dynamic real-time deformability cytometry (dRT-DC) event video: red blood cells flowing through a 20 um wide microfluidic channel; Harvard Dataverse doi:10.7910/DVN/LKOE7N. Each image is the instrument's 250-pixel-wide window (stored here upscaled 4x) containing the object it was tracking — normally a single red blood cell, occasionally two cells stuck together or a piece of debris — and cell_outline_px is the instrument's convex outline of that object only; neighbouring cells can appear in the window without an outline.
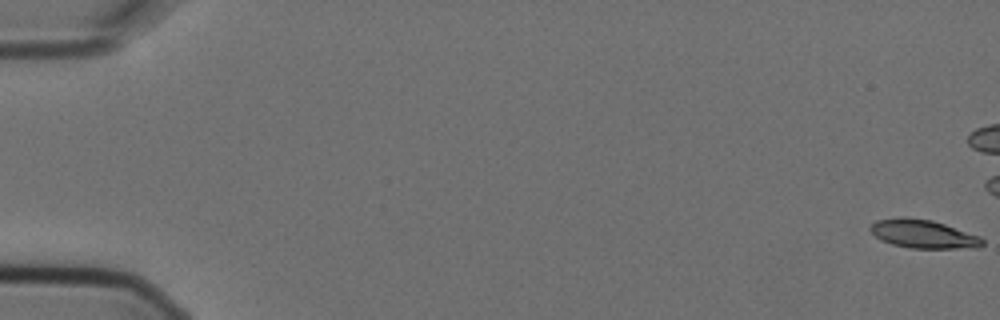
{"species": "Egyptian fruit bat (a non-hibernating species)", "species_latin": "Rousettus aegyptiacus", "temperature_condition": "cold", "stored_images_in_passage": 7, "camera_frame_rate_fps": 3000, "um_per_image_px": 0.085, "animal": {"sex": "female"}, "frame": {"image": 1, "passage_image": 1, "time_ms": 0.0, "image_size_px": [1000, 320], "cell_outline_px": [[984, 244], [980, 248], [912, 248], [892, 244], [880, 240], [868, 228], [876, 220], [900, 216], [904, 216], [932, 220], [980, 236], [984, 240]], "centroid_in_image_um": [78.48, 19.88], "position_along_channel_um": 6.5, "area_um2": 18.73}}